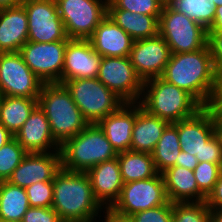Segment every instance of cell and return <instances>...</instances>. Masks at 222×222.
Listing matches in <instances>:
<instances>
[{
	"label": "cell",
	"mask_w": 222,
	"mask_h": 222,
	"mask_svg": "<svg viewBox=\"0 0 222 222\" xmlns=\"http://www.w3.org/2000/svg\"><path fill=\"white\" fill-rule=\"evenodd\" d=\"M161 77L191 94L203 107L215 106L222 91L207 45L194 52L171 53Z\"/></svg>",
	"instance_id": "1"
},
{
	"label": "cell",
	"mask_w": 222,
	"mask_h": 222,
	"mask_svg": "<svg viewBox=\"0 0 222 222\" xmlns=\"http://www.w3.org/2000/svg\"><path fill=\"white\" fill-rule=\"evenodd\" d=\"M52 208L63 222H93L102 206L94 196L86 172L61 168L53 180Z\"/></svg>",
	"instance_id": "2"
},
{
	"label": "cell",
	"mask_w": 222,
	"mask_h": 222,
	"mask_svg": "<svg viewBox=\"0 0 222 222\" xmlns=\"http://www.w3.org/2000/svg\"><path fill=\"white\" fill-rule=\"evenodd\" d=\"M38 106L44 111L51 133L60 146L89 124L63 84L44 83Z\"/></svg>",
	"instance_id": "3"
},
{
	"label": "cell",
	"mask_w": 222,
	"mask_h": 222,
	"mask_svg": "<svg viewBox=\"0 0 222 222\" xmlns=\"http://www.w3.org/2000/svg\"><path fill=\"white\" fill-rule=\"evenodd\" d=\"M142 95V99L138 101L142 108L168 123L192 117L203 108L191 94L162 77L143 82Z\"/></svg>",
	"instance_id": "4"
},
{
	"label": "cell",
	"mask_w": 222,
	"mask_h": 222,
	"mask_svg": "<svg viewBox=\"0 0 222 222\" xmlns=\"http://www.w3.org/2000/svg\"><path fill=\"white\" fill-rule=\"evenodd\" d=\"M61 168L87 172L101 162L117 157L98 124H88L80 133L60 146Z\"/></svg>",
	"instance_id": "5"
},
{
	"label": "cell",
	"mask_w": 222,
	"mask_h": 222,
	"mask_svg": "<svg viewBox=\"0 0 222 222\" xmlns=\"http://www.w3.org/2000/svg\"><path fill=\"white\" fill-rule=\"evenodd\" d=\"M69 91L82 116L89 124H97L125 102L96 78H79L62 83Z\"/></svg>",
	"instance_id": "6"
},
{
	"label": "cell",
	"mask_w": 222,
	"mask_h": 222,
	"mask_svg": "<svg viewBox=\"0 0 222 222\" xmlns=\"http://www.w3.org/2000/svg\"><path fill=\"white\" fill-rule=\"evenodd\" d=\"M158 34L171 53L194 52L207 45V30L168 4H164L159 17Z\"/></svg>",
	"instance_id": "7"
},
{
	"label": "cell",
	"mask_w": 222,
	"mask_h": 222,
	"mask_svg": "<svg viewBox=\"0 0 222 222\" xmlns=\"http://www.w3.org/2000/svg\"><path fill=\"white\" fill-rule=\"evenodd\" d=\"M168 198L163 175L125 183L120 196L109 211L117 216L129 218L136 212L165 205Z\"/></svg>",
	"instance_id": "8"
},
{
	"label": "cell",
	"mask_w": 222,
	"mask_h": 222,
	"mask_svg": "<svg viewBox=\"0 0 222 222\" xmlns=\"http://www.w3.org/2000/svg\"><path fill=\"white\" fill-rule=\"evenodd\" d=\"M69 39H88L107 15L108 0H56Z\"/></svg>",
	"instance_id": "9"
},
{
	"label": "cell",
	"mask_w": 222,
	"mask_h": 222,
	"mask_svg": "<svg viewBox=\"0 0 222 222\" xmlns=\"http://www.w3.org/2000/svg\"><path fill=\"white\" fill-rule=\"evenodd\" d=\"M43 84L20 52L0 53V90L4 96L38 99Z\"/></svg>",
	"instance_id": "10"
},
{
	"label": "cell",
	"mask_w": 222,
	"mask_h": 222,
	"mask_svg": "<svg viewBox=\"0 0 222 222\" xmlns=\"http://www.w3.org/2000/svg\"><path fill=\"white\" fill-rule=\"evenodd\" d=\"M67 40L56 42L27 41L20 49L25 64L44 83L62 84Z\"/></svg>",
	"instance_id": "11"
},
{
	"label": "cell",
	"mask_w": 222,
	"mask_h": 222,
	"mask_svg": "<svg viewBox=\"0 0 222 222\" xmlns=\"http://www.w3.org/2000/svg\"><path fill=\"white\" fill-rule=\"evenodd\" d=\"M97 79L125 103H137L142 98L143 81L129 57H102Z\"/></svg>",
	"instance_id": "12"
},
{
	"label": "cell",
	"mask_w": 222,
	"mask_h": 222,
	"mask_svg": "<svg viewBox=\"0 0 222 222\" xmlns=\"http://www.w3.org/2000/svg\"><path fill=\"white\" fill-rule=\"evenodd\" d=\"M27 12L28 41L56 42L68 40L56 0H23Z\"/></svg>",
	"instance_id": "13"
},
{
	"label": "cell",
	"mask_w": 222,
	"mask_h": 222,
	"mask_svg": "<svg viewBox=\"0 0 222 222\" xmlns=\"http://www.w3.org/2000/svg\"><path fill=\"white\" fill-rule=\"evenodd\" d=\"M170 56L168 44L158 34L156 37L135 40L129 59L137 76L145 82L162 76Z\"/></svg>",
	"instance_id": "14"
},
{
	"label": "cell",
	"mask_w": 222,
	"mask_h": 222,
	"mask_svg": "<svg viewBox=\"0 0 222 222\" xmlns=\"http://www.w3.org/2000/svg\"><path fill=\"white\" fill-rule=\"evenodd\" d=\"M173 124L178 129L181 151L202 162L203 147L215 135V106L203 107L194 116Z\"/></svg>",
	"instance_id": "15"
},
{
	"label": "cell",
	"mask_w": 222,
	"mask_h": 222,
	"mask_svg": "<svg viewBox=\"0 0 222 222\" xmlns=\"http://www.w3.org/2000/svg\"><path fill=\"white\" fill-rule=\"evenodd\" d=\"M53 152L27 153L7 181L21 188H27L36 182L53 181L61 169L60 151Z\"/></svg>",
	"instance_id": "16"
},
{
	"label": "cell",
	"mask_w": 222,
	"mask_h": 222,
	"mask_svg": "<svg viewBox=\"0 0 222 222\" xmlns=\"http://www.w3.org/2000/svg\"><path fill=\"white\" fill-rule=\"evenodd\" d=\"M102 56L88 39H68L64 53L62 83L79 78H96Z\"/></svg>",
	"instance_id": "17"
},
{
	"label": "cell",
	"mask_w": 222,
	"mask_h": 222,
	"mask_svg": "<svg viewBox=\"0 0 222 222\" xmlns=\"http://www.w3.org/2000/svg\"><path fill=\"white\" fill-rule=\"evenodd\" d=\"M14 137L28 153H48L52 147L54 151L60 150V145L51 133L49 121L39 106L32 111Z\"/></svg>",
	"instance_id": "18"
},
{
	"label": "cell",
	"mask_w": 222,
	"mask_h": 222,
	"mask_svg": "<svg viewBox=\"0 0 222 222\" xmlns=\"http://www.w3.org/2000/svg\"><path fill=\"white\" fill-rule=\"evenodd\" d=\"M91 180L95 198L101 206L109 210L118 200L124 185L118 158L115 157L97 164L86 172Z\"/></svg>",
	"instance_id": "19"
},
{
	"label": "cell",
	"mask_w": 222,
	"mask_h": 222,
	"mask_svg": "<svg viewBox=\"0 0 222 222\" xmlns=\"http://www.w3.org/2000/svg\"><path fill=\"white\" fill-rule=\"evenodd\" d=\"M93 49L102 57H129L134 39L108 15L88 38Z\"/></svg>",
	"instance_id": "20"
},
{
	"label": "cell",
	"mask_w": 222,
	"mask_h": 222,
	"mask_svg": "<svg viewBox=\"0 0 222 222\" xmlns=\"http://www.w3.org/2000/svg\"><path fill=\"white\" fill-rule=\"evenodd\" d=\"M135 104L124 103L118 110L97 123L117 153L131 148L132 130L136 119Z\"/></svg>",
	"instance_id": "21"
},
{
	"label": "cell",
	"mask_w": 222,
	"mask_h": 222,
	"mask_svg": "<svg viewBox=\"0 0 222 222\" xmlns=\"http://www.w3.org/2000/svg\"><path fill=\"white\" fill-rule=\"evenodd\" d=\"M28 41V19L24 6L0 10V53L19 52Z\"/></svg>",
	"instance_id": "22"
},
{
	"label": "cell",
	"mask_w": 222,
	"mask_h": 222,
	"mask_svg": "<svg viewBox=\"0 0 222 222\" xmlns=\"http://www.w3.org/2000/svg\"><path fill=\"white\" fill-rule=\"evenodd\" d=\"M162 175L166 195L171 203L203 202L206 200V196L197 186L193 170L175 165L164 171Z\"/></svg>",
	"instance_id": "23"
},
{
	"label": "cell",
	"mask_w": 222,
	"mask_h": 222,
	"mask_svg": "<svg viewBox=\"0 0 222 222\" xmlns=\"http://www.w3.org/2000/svg\"><path fill=\"white\" fill-rule=\"evenodd\" d=\"M169 124L167 121L149 114L137 102L130 150L151 154Z\"/></svg>",
	"instance_id": "24"
},
{
	"label": "cell",
	"mask_w": 222,
	"mask_h": 222,
	"mask_svg": "<svg viewBox=\"0 0 222 222\" xmlns=\"http://www.w3.org/2000/svg\"><path fill=\"white\" fill-rule=\"evenodd\" d=\"M107 15L134 40L158 35L160 16L139 14L128 10H107Z\"/></svg>",
	"instance_id": "25"
},
{
	"label": "cell",
	"mask_w": 222,
	"mask_h": 222,
	"mask_svg": "<svg viewBox=\"0 0 222 222\" xmlns=\"http://www.w3.org/2000/svg\"><path fill=\"white\" fill-rule=\"evenodd\" d=\"M123 183L149 179L158 174L152 155L128 150L117 153Z\"/></svg>",
	"instance_id": "26"
},
{
	"label": "cell",
	"mask_w": 222,
	"mask_h": 222,
	"mask_svg": "<svg viewBox=\"0 0 222 222\" xmlns=\"http://www.w3.org/2000/svg\"><path fill=\"white\" fill-rule=\"evenodd\" d=\"M38 106V99L4 96L0 105V123L15 135Z\"/></svg>",
	"instance_id": "27"
},
{
	"label": "cell",
	"mask_w": 222,
	"mask_h": 222,
	"mask_svg": "<svg viewBox=\"0 0 222 222\" xmlns=\"http://www.w3.org/2000/svg\"><path fill=\"white\" fill-rule=\"evenodd\" d=\"M29 208L25 188L0 181V221H22Z\"/></svg>",
	"instance_id": "28"
},
{
	"label": "cell",
	"mask_w": 222,
	"mask_h": 222,
	"mask_svg": "<svg viewBox=\"0 0 222 222\" xmlns=\"http://www.w3.org/2000/svg\"><path fill=\"white\" fill-rule=\"evenodd\" d=\"M180 151L178 129L170 123L151 153L158 173L162 174L168 168L175 166Z\"/></svg>",
	"instance_id": "29"
},
{
	"label": "cell",
	"mask_w": 222,
	"mask_h": 222,
	"mask_svg": "<svg viewBox=\"0 0 222 222\" xmlns=\"http://www.w3.org/2000/svg\"><path fill=\"white\" fill-rule=\"evenodd\" d=\"M170 6L202 25L206 30L214 21L216 6L212 4V0H175Z\"/></svg>",
	"instance_id": "30"
},
{
	"label": "cell",
	"mask_w": 222,
	"mask_h": 222,
	"mask_svg": "<svg viewBox=\"0 0 222 222\" xmlns=\"http://www.w3.org/2000/svg\"><path fill=\"white\" fill-rule=\"evenodd\" d=\"M27 153L15 137L0 148V181L8 180Z\"/></svg>",
	"instance_id": "31"
},
{
	"label": "cell",
	"mask_w": 222,
	"mask_h": 222,
	"mask_svg": "<svg viewBox=\"0 0 222 222\" xmlns=\"http://www.w3.org/2000/svg\"><path fill=\"white\" fill-rule=\"evenodd\" d=\"M172 222H210V209L203 202L172 203Z\"/></svg>",
	"instance_id": "32"
},
{
	"label": "cell",
	"mask_w": 222,
	"mask_h": 222,
	"mask_svg": "<svg viewBox=\"0 0 222 222\" xmlns=\"http://www.w3.org/2000/svg\"><path fill=\"white\" fill-rule=\"evenodd\" d=\"M164 4L161 0H108L107 10H128L139 14L160 16Z\"/></svg>",
	"instance_id": "33"
},
{
	"label": "cell",
	"mask_w": 222,
	"mask_h": 222,
	"mask_svg": "<svg viewBox=\"0 0 222 222\" xmlns=\"http://www.w3.org/2000/svg\"><path fill=\"white\" fill-rule=\"evenodd\" d=\"M193 172L199 190L207 197L222 173V164L198 162Z\"/></svg>",
	"instance_id": "34"
},
{
	"label": "cell",
	"mask_w": 222,
	"mask_h": 222,
	"mask_svg": "<svg viewBox=\"0 0 222 222\" xmlns=\"http://www.w3.org/2000/svg\"><path fill=\"white\" fill-rule=\"evenodd\" d=\"M30 207H52L53 181L36 182L25 188Z\"/></svg>",
	"instance_id": "35"
},
{
	"label": "cell",
	"mask_w": 222,
	"mask_h": 222,
	"mask_svg": "<svg viewBox=\"0 0 222 222\" xmlns=\"http://www.w3.org/2000/svg\"><path fill=\"white\" fill-rule=\"evenodd\" d=\"M172 217V203L168 201L165 205L136 212L129 219L132 222H172Z\"/></svg>",
	"instance_id": "36"
},
{
	"label": "cell",
	"mask_w": 222,
	"mask_h": 222,
	"mask_svg": "<svg viewBox=\"0 0 222 222\" xmlns=\"http://www.w3.org/2000/svg\"><path fill=\"white\" fill-rule=\"evenodd\" d=\"M207 46L217 74L222 80V31L207 32Z\"/></svg>",
	"instance_id": "37"
},
{
	"label": "cell",
	"mask_w": 222,
	"mask_h": 222,
	"mask_svg": "<svg viewBox=\"0 0 222 222\" xmlns=\"http://www.w3.org/2000/svg\"><path fill=\"white\" fill-rule=\"evenodd\" d=\"M21 222H63V220L52 207H30Z\"/></svg>",
	"instance_id": "38"
},
{
	"label": "cell",
	"mask_w": 222,
	"mask_h": 222,
	"mask_svg": "<svg viewBox=\"0 0 222 222\" xmlns=\"http://www.w3.org/2000/svg\"><path fill=\"white\" fill-rule=\"evenodd\" d=\"M202 162L222 164V147L216 135H214L203 147Z\"/></svg>",
	"instance_id": "39"
},
{
	"label": "cell",
	"mask_w": 222,
	"mask_h": 222,
	"mask_svg": "<svg viewBox=\"0 0 222 222\" xmlns=\"http://www.w3.org/2000/svg\"><path fill=\"white\" fill-rule=\"evenodd\" d=\"M205 203L210 210L222 208V173L214 184L213 190L206 197Z\"/></svg>",
	"instance_id": "40"
},
{
	"label": "cell",
	"mask_w": 222,
	"mask_h": 222,
	"mask_svg": "<svg viewBox=\"0 0 222 222\" xmlns=\"http://www.w3.org/2000/svg\"><path fill=\"white\" fill-rule=\"evenodd\" d=\"M198 160L197 157L189 154L188 152H182L180 151L177 159H176V166H182L184 168H187L189 170H194V168L197 166Z\"/></svg>",
	"instance_id": "41"
},
{
	"label": "cell",
	"mask_w": 222,
	"mask_h": 222,
	"mask_svg": "<svg viewBox=\"0 0 222 222\" xmlns=\"http://www.w3.org/2000/svg\"><path fill=\"white\" fill-rule=\"evenodd\" d=\"M222 31V6H216L215 17L211 27L207 32Z\"/></svg>",
	"instance_id": "42"
},
{
	"label": "cell",
	"mask_w": 222,
	"mask_h": 222,
	"mask_svg": "<svg viewBox=\"0 0 222 222\" xmlns=\"http://www.w3.org/2000/svg\"><path fill=\"white\" fill-rule=\"evenodd\" d=\"M215 135L218 137L222 147V113L215 105Z\"/></svg>",
	"instance_id": "43"
},
{
	"label": "cell",
	"mask_w": 222,
	"mask_h": 222,
	"mask_svg": "<svg viewBox=\"0 0 222 222\" xmlns=\"http://www.w3.org/2000/svg\"><path fill=\"white\" fill-rule=\"evenodd\" d=\"M14 137L7 128L0 123V148Z\"/></svg>",
	"instance_id": "44"
},
{
	"label": "cell",
	"mask_w": 222,
	"mask_h": 222,
	"mask_svg": "<svg viewBox=\"0 0 222 222\" xmlns=\"http://www.w3.org/2000/svg\"><path fill=\"white\" fill-rule=\"evenodd\" d=\"M106 214V217H104L105 222H132L129 218L117 216L111 213L109 210H106Z\"/></svg>",
	"instance_id": "45"
},
{
	"label": "cell",
	"mask_w": 222,
	"mask_h": 222,
	"mask_svg": "<svg viewBox=\"0 0 222 222\" xmlns=\"http://www.w3.org/2000/svg\"><path fill=\"white\" fill-rule=\"evenodd\" d=\"M23 0H0V10L22 4Z\"/></svg>",
	"instance_id": "46"
},
{
	"label": "cell",
	"mask_w": 222,
	"mask_h": 222,
	"mask_svg": "<svg viewBox=\"0 0 222 222\" xmlns=\"http://www.w3.org/2000/svg\"><path fill=\"white\" fill-rule=\"evenodd\" d=\"M210 222H222V208L210 210Z\"/></svg>",
	"instance_id": "47"
},
{
	"label": "cell",
	"mask_w": 222,
	"mask_h": 222,
	"mask_svg": "<svg viewBox=\"0 0 222 222\" xmlns=\"http://www.w3.org/2000/svg\"><path fill=\"white\" fill-rule=\"evenodd\" d=\"M216 106L218 110L222 113V91L220 92Z\"/></svg>",
	"instance_id": "48"
},
{
	"label": "cell",
	"mask_w": 222,
	"mask_h": 222,
	"mask_svg": "<svg viewBox=\"0 0 222 222\" xmlns=\"http://www.w3.org/2000/svg\"><path fill=\"white\" fill-rule=\"evenodd\" d=\"M212 4L215 6H222V0H212Z\"/></svg>",
	"instance_id": "49"
},
{
	"label": "cell",
	"mask_w": 222,
	"mask_h": 222,
	"mask_svg": "<svg viewBox=\"0 0 222 222\" xmlns=\"http://www.w3.org/2000/svg\"><path fill=\"white\" fill-rule=\"evenodd\" d=\"M3 97H4V95H3V93L0 90V105H1V101H2Z\"/></svg>",
	"instance_id": "50"
},
{
	"label": "cell",
	"mask_w": 222,
	"mask_h": 222,
	"mask_svg": "<svg viewBox=\"0 0 222 222\" xmlns=\"http://www.w3.org/2000/svg\"><path fill=\"white\" fill-rule=\"evenodd\" d=\"M163 3L170 5V0H161Z\"/></svg>",
	"instance_id": "51"
}]
</instances>
